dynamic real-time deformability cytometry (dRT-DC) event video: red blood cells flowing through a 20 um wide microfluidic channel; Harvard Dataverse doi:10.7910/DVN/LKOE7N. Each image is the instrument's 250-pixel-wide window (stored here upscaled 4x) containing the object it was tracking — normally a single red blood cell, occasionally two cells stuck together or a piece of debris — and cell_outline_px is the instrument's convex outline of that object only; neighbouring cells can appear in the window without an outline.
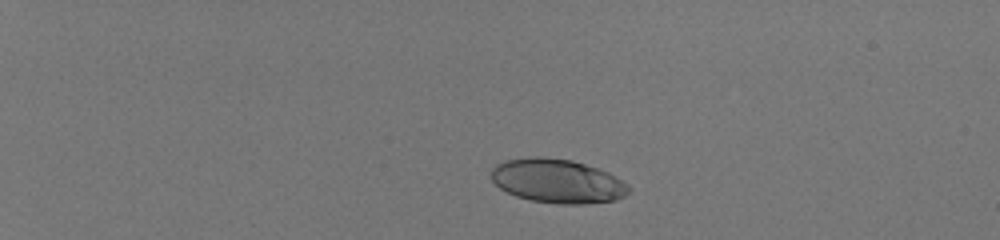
{"species": "human", "species_latin": "Homo sapiens", "temperature_condition": "room temperature", "stored_images_in_passage": 43, "camera_frame_rate_fps": 3000, "um_per_image_px": 0.085, "donor": {"sex": "male"}, "frame": {"image": 1, "passage_image": 1, "time_ms": 0.0, "image_size_px": [1000, 240], "cell_outline_px": [[632, 188], [624, 196], [616, 200], [584, 204], [560, 204], [532, 200], [516, 196], [500, 188], [492, 180], [492, 168], [496, 164], [504, 160], [536, 156], [540, 156], [572, 160], [608, 172], [616, 176], [628, 184]], "centroid_in_image_um": [47.4, 15.38], "position_along_channel_um": 37.6, "area_um2": 35.26}}
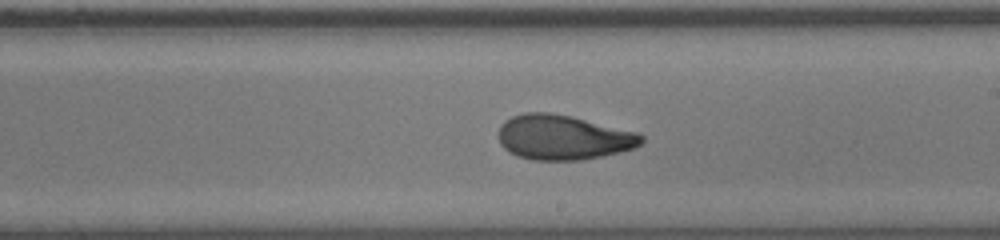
{"frame": {"image": 2, "passage_image": 25, "time_ms": 8.0, "image_size_px": [1000, 240], "cell_outline_px": [[644, 140], [640, 144], [632, 148], [620, 152], [580, 160], [532, 160], [516, 156], [508, 152], [500, 144], [500, 124], [504, 120], [512, 116], [524, 112], [548, 112], [572, 116], [636, 132], [644, 136]], "centroid_in_image_um": [47.84, 11.67], "position_along_channel_um": 241.2, "area_um2": 37.34}}
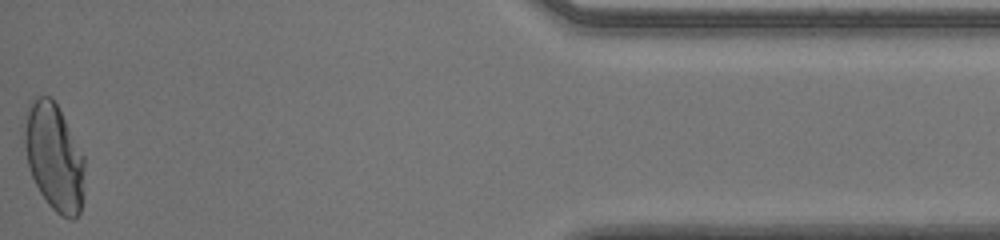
{"frame": {"image": 3, "passage_image": 43, "time_ms": 14.0, "image_size_px": [1000, 240], "cell_outline_px": [[84, 200], [80, 212], [72, 220], [68, 220], [60, 216], [48, 204], [40, 192], [28, 168], [24, 144], [24, 128], [28, 104], [36, 96], [52, 96], [84, 156]], "centroid_in_image_um": [4.61, 13.38], "position_along_channel_um": 430.6, "area_um2": 37.8}, "authors_computed_cell_mechanics": {"area_um2": 36.7608, "velocity_mm_per_s": 4.0403, "shape_relaxation_time_tau1_ms": 5.4343, "shape_relaxation_time_tau2_ms": 0.9971, "deformation_change_tau1": 0.2227, "deformation_change_tau2": 0.0685}}